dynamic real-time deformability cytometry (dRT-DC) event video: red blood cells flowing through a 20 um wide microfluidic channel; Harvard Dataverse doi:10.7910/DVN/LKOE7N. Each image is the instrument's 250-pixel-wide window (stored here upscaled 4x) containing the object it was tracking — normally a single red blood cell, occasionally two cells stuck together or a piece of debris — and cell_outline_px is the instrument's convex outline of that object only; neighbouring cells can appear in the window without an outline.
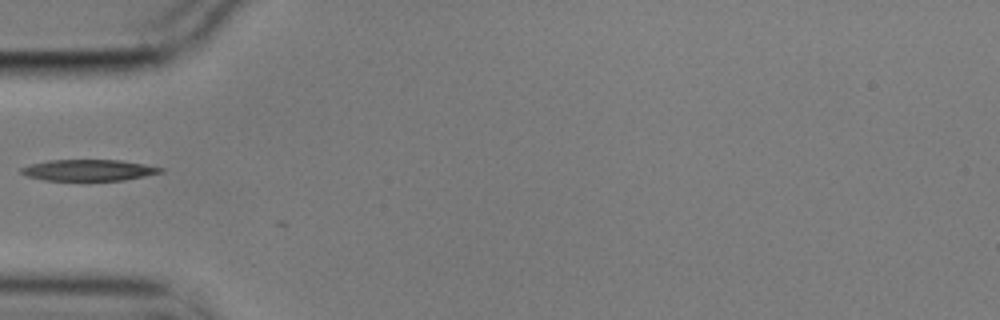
{"species": "common noctule bat (a hibernating species)", "species_latin": "Nyctalus noctula", "temperature_condition": "cold", "stored_images_in_passage": 10, "camera_frame_rate_fps": 3000, "um_per_image_px": 0.085, "animal": {"sex": "male", "body_mass_g": 17.9}, "frame": {"image": 1, "passage_image": 2, "time_ms": 0.333, "image_size_px": [1000, 320], "cell_outline_px": [[164, 172], [124, 180], [44, 180], [28, 176], [20, 172], [20, 168], [32, 164], [48, 160], [120, 160], [144, 164], [164, 168]], "centroid_in_image_um": [7.56, 14.46], "position_along_channel_um": 77.4, "area_um2": 17.11}}
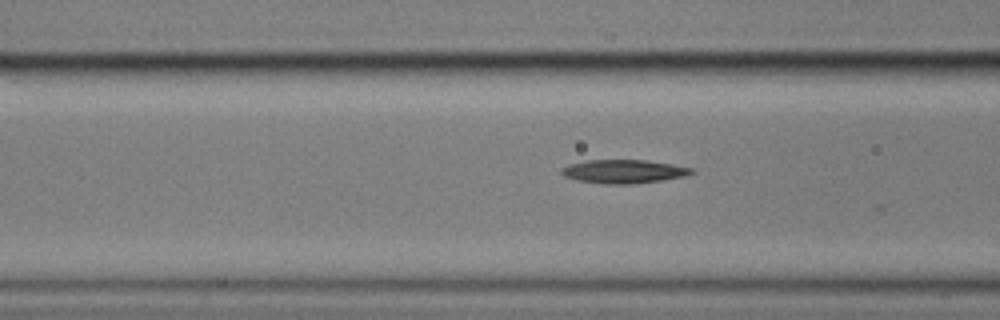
{"frame": {"image": 2, "passage_image": 5, "time_ms": 1.333, "image_size_px": [1000, 320], "cell_outline_px": [[696, 172], [684, 176], [660, 180], [632, 184], [604, 184], [576, 180], [564, 176], [560, 172], [560, 168], [568, 164], [588, 160], [644, 160], [672, 164], [692, 168]], "centroid_in_image_um": [52.97, 14.57], "position_along_channel_um": 113.6, "area_um2": 17.86}}
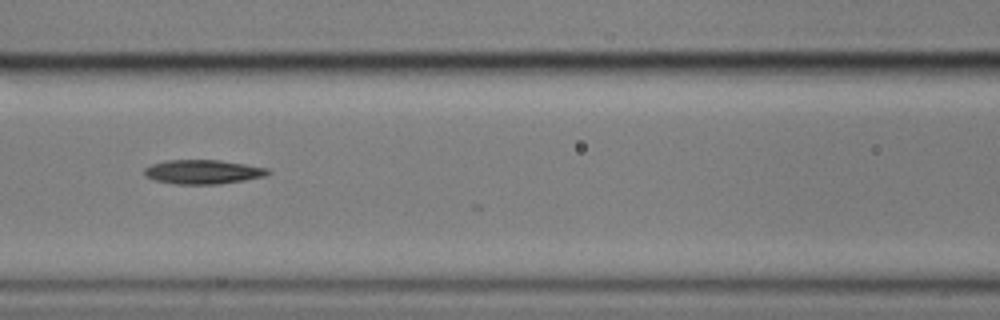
{"frame": {"image": 3, "passage_image": 8, "time_ms": 2.333, "image_size_px": [1000, 320], "cell_outline_px": [[272, 172], [264, 176], [244, 180], [216, 184], [176, 184], [156, 180], [144, 176], [144, 168], [152, 164], [164, 160], [220, 160], [268, 168]], "centroid_in_image_um": [17.23, 14.6], "position_along_channel_um": 149.4, "area_um2": 17.34}}